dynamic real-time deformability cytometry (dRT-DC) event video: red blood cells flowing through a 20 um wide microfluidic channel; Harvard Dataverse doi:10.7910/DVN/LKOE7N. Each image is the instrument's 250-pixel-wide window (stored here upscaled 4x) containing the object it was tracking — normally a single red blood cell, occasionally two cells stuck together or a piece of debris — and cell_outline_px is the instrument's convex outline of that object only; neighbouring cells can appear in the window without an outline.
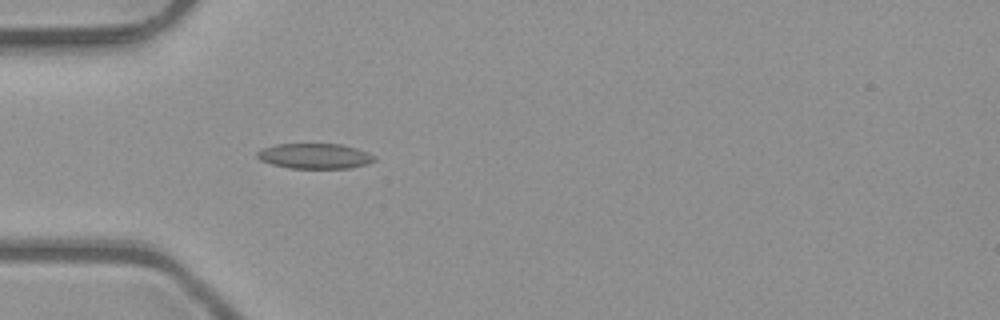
{"species": "common noctule bat (a hibernating species)", "species_latin": "Nyctalus noctula", "temperature_condition": "room temperature", "stored_images_in_passage": 4, "camera_frame_rate_fps": 3000, "um_per_image_px": 0.085, "animal": {"sex": "male", "body_mass_g": 23.1, "forearm_length_mm": 52.7}, "frame": {"image": 1, "passage_image": 4, "time_ms": 1.0, "image_size_px": [1000, 320], "cell_outline_px": [[376, 160], [368, 164], [352, 168], [288, 168], [272, 164], [260, 160], [256, 156], [256, 152], [264, 148], [276, 144], [340, 144], [356, 148], [376, 156]], "centroid_in_image_um": [26.77, 13.27], "position_along_channel_um": 58.2, "area_um2": 17.28}}